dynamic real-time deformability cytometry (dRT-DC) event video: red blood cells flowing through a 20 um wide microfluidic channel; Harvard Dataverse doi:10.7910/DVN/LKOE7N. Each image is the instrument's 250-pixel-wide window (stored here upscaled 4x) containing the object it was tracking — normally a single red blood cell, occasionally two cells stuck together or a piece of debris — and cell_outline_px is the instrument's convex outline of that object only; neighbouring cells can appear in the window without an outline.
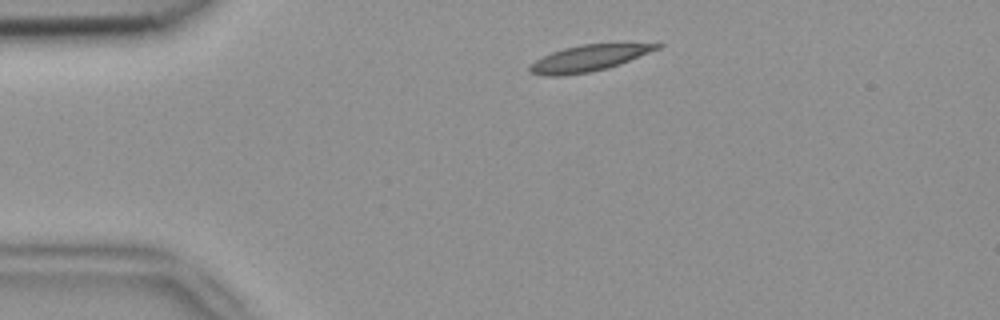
{"species": "common noctule bat (a hibernating species)", "species_latin": "Nyctalus noctula", "temperature_condition": "room temperature", "stored_images_in_passage": 2, "camera_frame_rate_fps": 3000, "um_per_image_px": 0.085, "animal": {"sex": "female", "body_mass_g": 18.4}, "frame": {"image": 1, "passage_image": 1, "time_ms": 0.0, "image_size_px": [1000, 320], "cell_outline_px": [[664, 44], [660, 48], [620, 64], [608, 68], [588, 72], [560, 76], [544, 76], [528, 72], [528, 64], [552, 52], [564, 48], [580, 44]], "centroid_in_image_um": [49.96, 4.96], "position_along_channel_um": 35.0, "area_um2": 19.25}}